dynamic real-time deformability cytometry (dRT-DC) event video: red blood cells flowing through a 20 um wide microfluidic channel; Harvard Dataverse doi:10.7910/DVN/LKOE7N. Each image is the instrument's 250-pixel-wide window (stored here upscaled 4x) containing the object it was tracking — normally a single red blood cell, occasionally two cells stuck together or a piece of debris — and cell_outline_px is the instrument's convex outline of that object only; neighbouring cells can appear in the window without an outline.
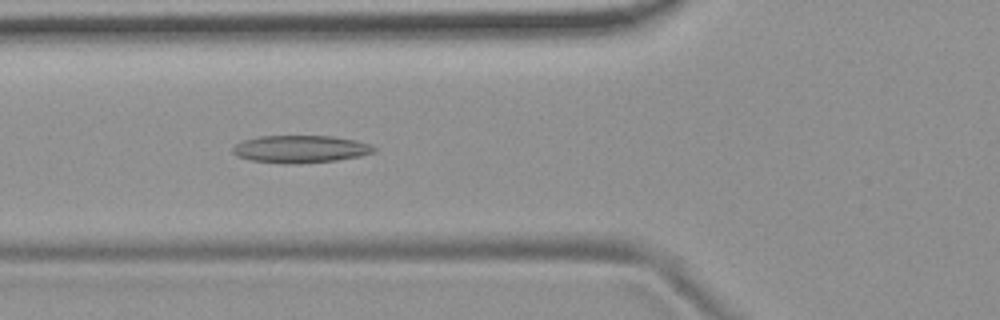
{"species": "common noctule bat (a hibernating species)", "species_latin": "Nyctalus noctula", "temperature_condition": "room temperature", "stored_images_in_passage": 54, "camera_frame_rate_fps": 3000, "um_per_image_px": 0.085, "animal": {"sex": "female", "body_mass_g": 19.9}, "frame": {"image": 1, "passage_image": 19, "time_ms": 6.0, "image_size_px": [1000, 320], "cell_outline_px": [[376, 152], [360, 156], [336, 160], [300, 164], [292, 164], [252, 160], [236, 156], [232, 152], [232, 148], [236, 144], [244, 140], [260, 136], [332, 136], [356, 140], [372, 144], [376, 148]], "centroid_in_image_um": [25.58, 12.67], "position_along_channel_um": 100.2, "area_um2": 22.66}}
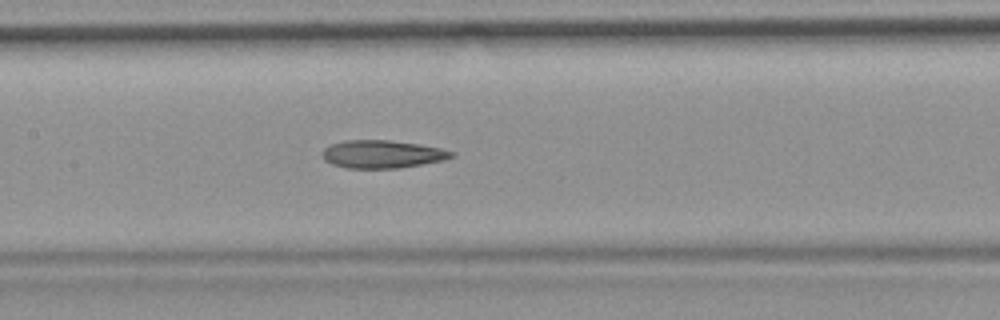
{"frame": {"image": 2, "passage_image": 25, "time_ms": 8.0, "image_size_px": [1000, 320], "cell_outline_px": [[456, 156], [444, 160], [400, 168], [348, 168], [332, 164], [324, 160], [320, 152], [324, 148], [332, 144], [348, 140], [388, 140], [420, 144], [440, 148], [452, 152]], "centroid_in_image_um": [32.48, 13.1], "position_along_channel_um": 174.9, "area_um2": 20.98}}
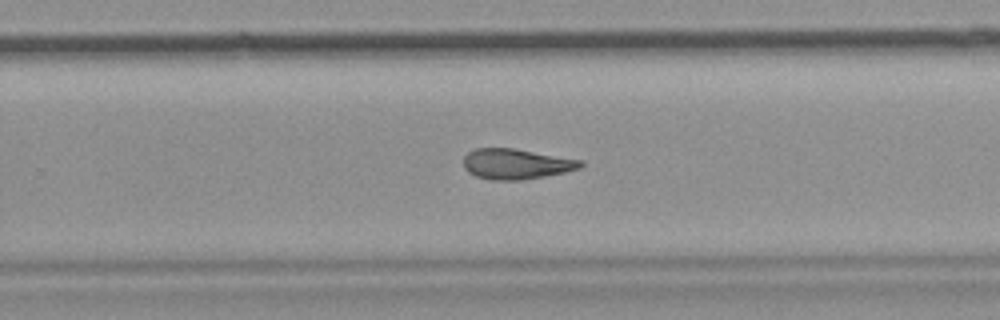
{"frame": {"image": 3, "passage_image": 34, "time_ms": 11.0, "image_size_px": [1000, 320], "cell_outline_px": [[584, 164], [580, 168], [564, 172], [544, 176], [520, 180], [492, 180], [476, 176], [468, 172], [464, 168], [464, 156], [468, 152], [476, 148], [512, 148], [584, 160]], "centroid_in_image_um": [43.87, 13.93], "position_along_channel_um": 285.9, "area_um2": 20.69}, "authors_computed_cell_mechanics": {"area_um2": 21.7906, "velocity_mm_per_s": 3.7195, "shape_relaxation_time_tau1_ms": null, "shape_relaxation_time_tau2_ms": 5.1097, "deformation_change_tau1": null, "deformation_change_tau2": 0.1439}}